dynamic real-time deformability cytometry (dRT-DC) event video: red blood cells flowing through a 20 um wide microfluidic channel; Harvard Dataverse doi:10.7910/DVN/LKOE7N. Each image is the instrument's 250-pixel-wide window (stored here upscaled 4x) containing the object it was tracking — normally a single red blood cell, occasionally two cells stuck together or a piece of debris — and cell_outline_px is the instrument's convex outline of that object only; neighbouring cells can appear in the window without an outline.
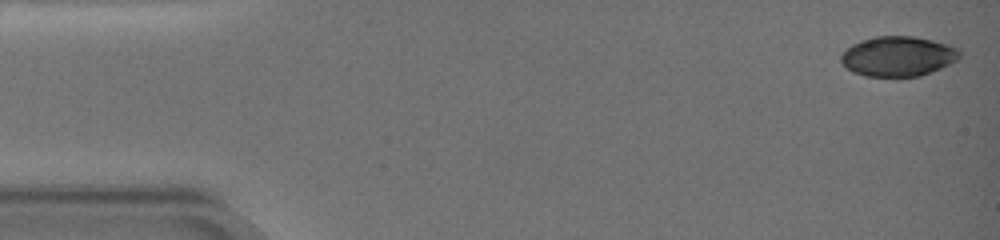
{"species": "common noctule bat (a hibernating species)", "species_latin": "Nyctalus noctula", "temperature_condition": "warm", "stored_images_in_passage": 20, "camera_frame_rate_fps": 3000, "um_per_image_px": 0.085, "animal": {"sex": "female", "body_mass_g": 19.0, "forearm_length_mm": 51.5}, "frame": {"image": 1, "passage_image": 1, "time_ms": 0.0, "image_size_px": [1000, 240], "cell_outline_px": [[960, 56], [956, 60], [940, 68], [920, 76], [900, 80], [896, 80], [864, 76], [852, 72], [840, 60], [840, 56], [852, 44], [860, 40], [876, 36], [916, 36], [948, 44], [960, 48]], "centroid_in_image_um": [76.32, 4.83], "position_along_channel_um": 8.7, "area_um2": 28.44}}
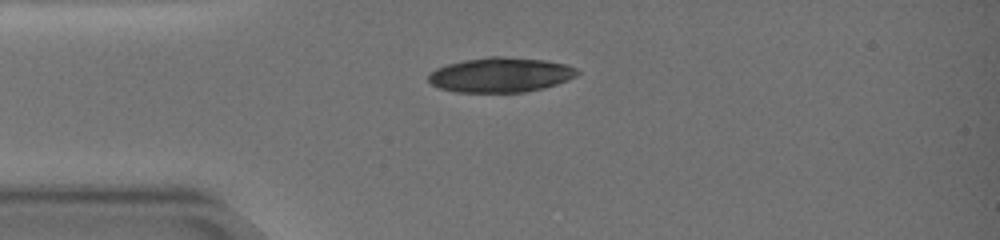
{"frame": {"image": 2, "passage_image": 11, "time_ms": 4.667, "image_size_px": [1000, 240], "cell_outline_px": [[580, 72], [576, 76], [568, 80], [544, 88], [524, 92], [456, 92], [440, 88], [432, 84], [428, 80], [428, 76], [436, 68], [448, 64], [464, 60], [488, 56], [504, 56], [544, 60], [568, 64], [576, 68]], "centroid_in_image_um": [42.58, 6.36], "position_along_channel_um": 42.4, "area_um2": 30.23}}
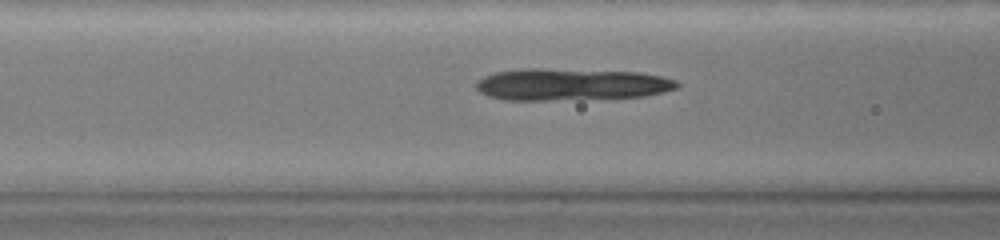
{"frame": {"image": 3, "passage_image": 18, "time_ms": 7.667, "image_size_px": [1000, 240], "cell_outline_px": [[680, 88], [664, 92], [644, 96], [544, 100], [504, 100], [488, 96], [480, 92], [476, 88], [476, 80], [484, 76], [496, 72], [520, 68], [536, 68], [640, 72], [660, 76], [676, 80], [680, 84]], "centroid_in_image_um": [48.53, 7.17], "position_along_channel_um": 118.1, "area_um2": 37.45}}